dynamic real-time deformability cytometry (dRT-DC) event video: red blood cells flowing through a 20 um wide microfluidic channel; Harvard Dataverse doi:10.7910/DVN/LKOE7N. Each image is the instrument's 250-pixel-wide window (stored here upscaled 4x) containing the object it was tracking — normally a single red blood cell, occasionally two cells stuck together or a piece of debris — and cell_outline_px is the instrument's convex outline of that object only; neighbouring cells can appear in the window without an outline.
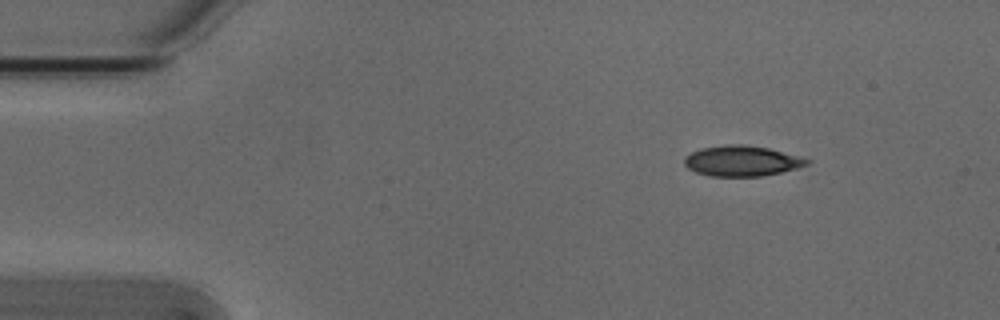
{"species": "Egyptian fruit bat (a non-hibernating species)", "species_latin": "Rousettus aegyptiacus", "temperature_condition": "cold", "stored_images_in_passage": 3, "camera_frame_rate_fps": 3000, "um_per_image_px": 0.085, "animal": {"sex": "male"}, "frame": {"image": 1, "passage_image": 1, "time_ms": 0.0, "image_size_px": [1000, 320], "cell_outline_px": [[812, 160], [808, 164], [796, 168], [780, 172], [760, 176], [708, 176], [696, 172], [688, 168], [684, 164], [684, 156], [700, 148], [728, 144], [744, 144], [768, 148]], "centroid_in_image_um": [63.01, 13.67], "position_along_channel_um": 22.0, "area_um2": 21.68}}